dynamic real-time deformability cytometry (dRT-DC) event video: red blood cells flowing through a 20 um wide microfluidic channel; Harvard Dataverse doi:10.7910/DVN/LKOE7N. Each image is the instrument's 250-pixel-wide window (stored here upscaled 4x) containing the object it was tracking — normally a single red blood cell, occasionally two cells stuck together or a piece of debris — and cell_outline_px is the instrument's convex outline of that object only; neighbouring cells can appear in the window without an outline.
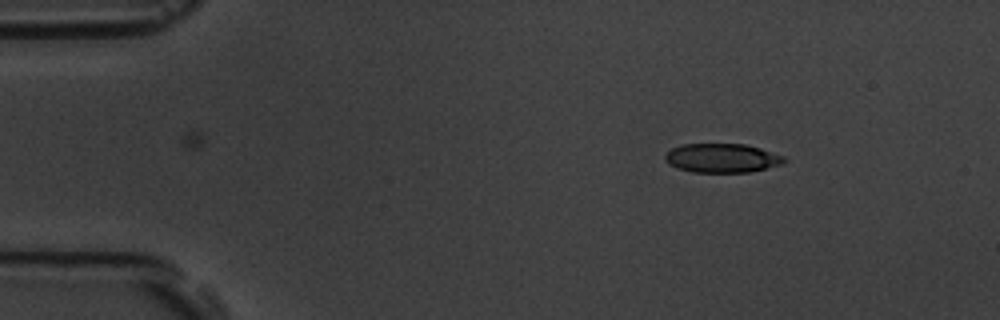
{"species": "common noctule bat (a hibernating species)", "species_latin": "Nyctalus noctula", "temperature_condition": "room temperature", "stored_images_in_passage": 9, "camera_frame_rate_fps": 3000, "um_per_image_px": 0.085, "animal": {"sex": "male", "body_mass_g": 19.5, "forearm_length_mm": 54.6}, "frame": {"image": 1, "passage_image": 1, "time_ms": 0.0, "image_size_px": [1000, 320], "cell_outline_px": [[788, 160], [784, 164], [748, 172], [692, 172], [676, 168], [668, 164], [664, 160], [664, 156], [672, 148], [680, 144], [744, 144], [760, 148], [784, 156]], "centroid_in_image_um": [61.36, 13.44], "position_along_channel_um": 23.6, "area_um2": 20.29}}
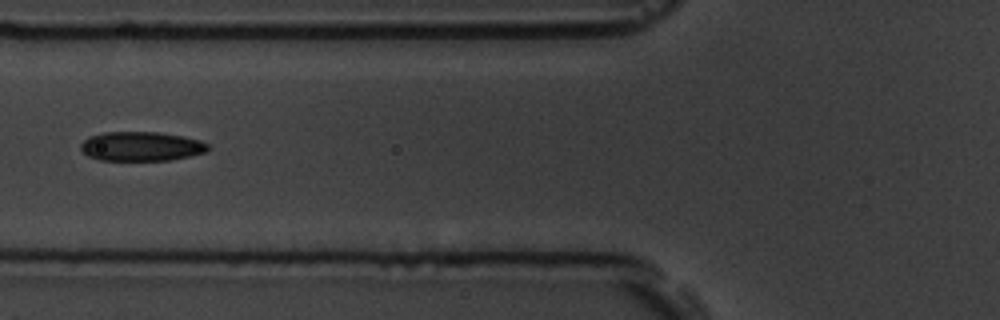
{"frame": {"image": 2, "passage_image": 5, "time_ms": 4.667, "image_size_px": [1000, 320], "cell_outline_px": [[212, 148], [204, 152], [188, 156], [168, 160], [100, 160], [88, 156], [80, 148], [80, 144], [88, 136], [104, 132], [156, 132], [184, 136], [200, 140], [208, 144]], "centroid_in_image_um": [12.0, 12.43], "position_along_channel_um": 113.8, "area_um2": 21.73}}
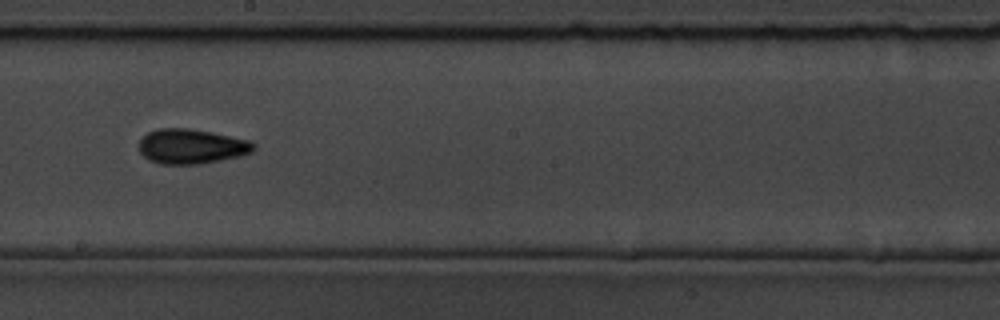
{"frame": {"image": 3, "passage_image": 8, "time_ms": 8.0, "image_size_px": [1000, 320], "cell_outline_px": [[256, 148], [252, 152], [240, 156], [200, 164], [160, 164], [148, 160], [140, 152], [140, 140], [148, 132], [156, 128], [188, 128], [212, 132], [248, 140], [256, 144]], "centroid_in_image_um": [16.27, 12.44], "position_along_channel_um": 231.9, "area_um2": 23.29}}